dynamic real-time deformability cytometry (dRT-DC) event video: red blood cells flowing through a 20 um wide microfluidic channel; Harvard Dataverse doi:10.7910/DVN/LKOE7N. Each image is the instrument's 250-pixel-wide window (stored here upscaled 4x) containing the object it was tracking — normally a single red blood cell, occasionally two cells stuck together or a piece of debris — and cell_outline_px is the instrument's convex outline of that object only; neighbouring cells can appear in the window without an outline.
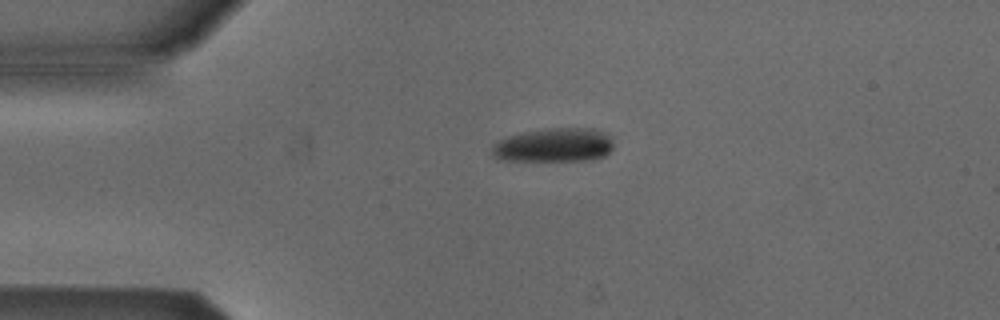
{"species": "Egyptian fruit bat (a non-hibernating species)", "species_latin": "Rousettus aegyptiacus", "temperature_condition": "cold", "stored_images_in_passage": 2, "camera_frame_rate_fps": 3000, "um_per_image_px": 0.085, "animal": {"sex": "male"}, "frame": {"image": 1, "passage_image": 1, "time_ms": 0.0, "image_size_px": [1000, 320], "cell_outline_px": [[612, 148], [604, 156], [592, 160], [496, 160], [492, 156], [492, 144], [508, 136], [528, 132], [556, 128], [592, 128], [608, 136], [612, 140]], "centroid_in_image_um": [47.06, 12.35], "position_along_channel_um": 37.9, "area_um2": 23.64}}